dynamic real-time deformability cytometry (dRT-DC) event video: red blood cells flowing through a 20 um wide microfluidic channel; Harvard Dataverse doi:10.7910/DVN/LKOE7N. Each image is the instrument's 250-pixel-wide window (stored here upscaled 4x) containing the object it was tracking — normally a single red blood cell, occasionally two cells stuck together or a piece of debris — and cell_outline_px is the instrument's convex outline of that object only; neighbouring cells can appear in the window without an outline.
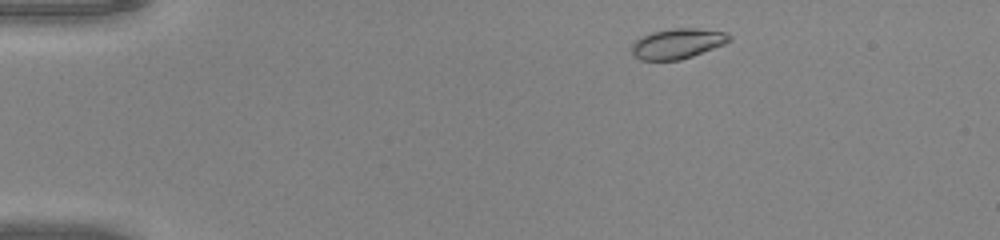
{"species": "common noctule bat (a hibernating species)", "species_latin": "Nyctalus noctula", "temperature_condition": "warm", "stored_images_in_passage": 44, "camera_frame_rate_fps": 3000, "um_per_image_px": 0.085, "animal": {"sex": "male", "body_mass_g": 20.0, "forearm_length_mm": 53.3}, "frame": {"image": 1, "passage_image": 3, "time_ms": 0.667, "image_size_px": [1000, 240], "cell_outline_px": [[732, 40], [724, 44], [692, 56], [680, 60], [640, 60], [632, 52], [632, 44], [636, 40], [652, 32], [672, 28], [696, 28], [728, 32], [732, 36]], "centroid_in_image_um": [57.63, 3.69], "position_along_channel_um": 27.4, "area_um2": 17.11}}
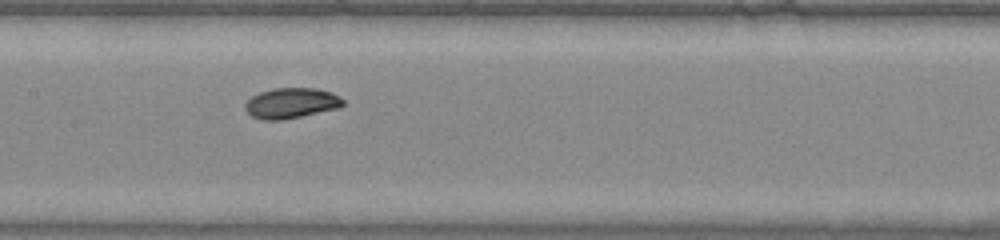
{"frame": {"image": 2, "passage_image": 20, "time_ms": 6.333, "image_size_px": [1000, 240], "cell_outline_px": [[344, 104], [340, 108], [280, 120], [260, 120], [252, 116], [244, 108], [244, 104], [252, 96], [260, 92], [272, 88], [316, 88], [332, 92], [344, 100]], "centroid_in_image_um": [24.75, 8.76], "position_along_channel_um": 182.6, "area_um2": 17.4}}
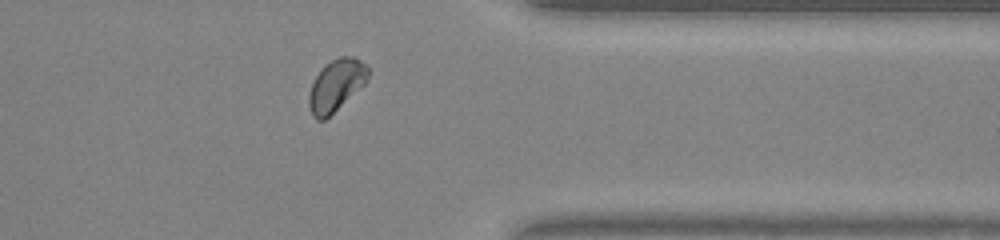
{"frame": {"image": 3, "passage_image": 35, "time_ms": 11.333, "image_size_px": [1000, 240], "cell_outline_px": [[368, 80], [364, 84], [324, 120], [316, 120], [312, 116], [308, 104], [308, 96], [312, 84], [320, 68], [324, 64], [340, 56], [352, 56], [360, 60], [368, 68]], "centroid_in_image_um": [28.54, 7.24], "position_along_channel_um": 382.9, "area_um2": 17.63}, "authors_computed_cell_mechanics": {"area_um2": 17.3689, "velocity_mm_per_s": 4.1451, "shape_relaxation_time_tau1_ms": 3.3498, "shape_relaxation_time_tau2_ms": null, "deformation_change_tau1": 0.1121, "deformation_change_tau2": null}}